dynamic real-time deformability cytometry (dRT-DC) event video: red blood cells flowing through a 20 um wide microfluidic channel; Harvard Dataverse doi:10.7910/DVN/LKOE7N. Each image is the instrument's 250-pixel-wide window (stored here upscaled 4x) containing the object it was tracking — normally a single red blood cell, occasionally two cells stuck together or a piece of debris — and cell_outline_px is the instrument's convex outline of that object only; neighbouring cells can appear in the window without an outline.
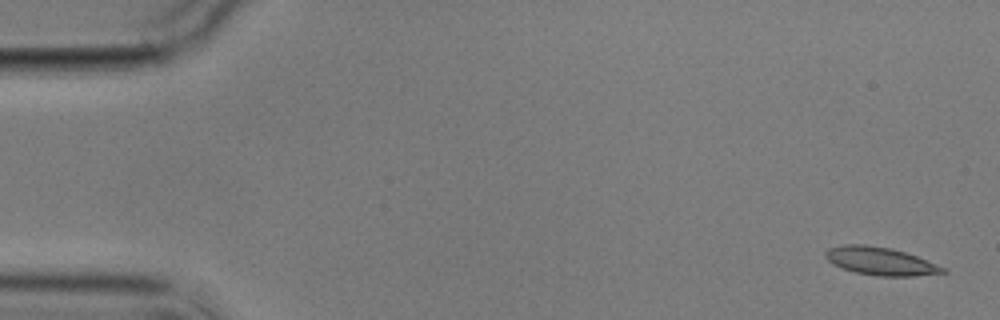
{"species": "common noctule bat (a hibernating species)", "species_latin": "Nyctalus noctula", "temperature_condition": "cold", "stored_images_in_passage": 4, "camera_frame_rate_fps": 3000, "um_per_image_px": 0.085, "animal": {"sex": "male", "body_mass_g": 17.9}, "frame": {"image": 1, "passage_image": 1, "time_ms": 0.0, "image_size_px": [1000, 320], "cell_outline_px": [[948, 272], [916, 276], [876, 276], [856, 272], [840, 268], [832, 264], [824, 256], [824, 252], [828, 248], [844, 244], [864, 244], [892, 248], [916, 256], [944, 268]], "centroid_in_image_um": [74.77, 22.19], "position_along_channel_um": 10.2, "area_um2": 19.13}}
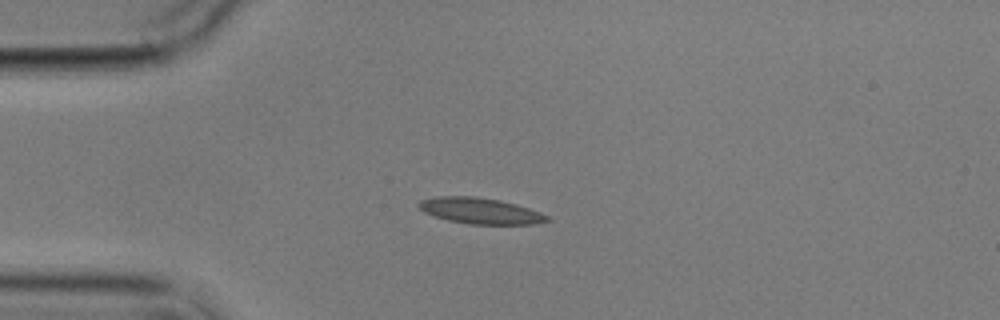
{"frame": {"image": 2, "passage_image": 4, "time_ms": 4.0, "image_size_px": [1000, 320], "cell_outline_px": [[552, 220], [532, 224], [468, 224], [448, 220], [424, 212], [416, 204], [420, 200], [436, 196], [476, 196], [500, 200], [516, 204], [540, 212], [548, 216]], "centroid_in_image_um": [40.81, 17.91], "position_along_channel_um": 44.2, "area_um2": 19.42}}